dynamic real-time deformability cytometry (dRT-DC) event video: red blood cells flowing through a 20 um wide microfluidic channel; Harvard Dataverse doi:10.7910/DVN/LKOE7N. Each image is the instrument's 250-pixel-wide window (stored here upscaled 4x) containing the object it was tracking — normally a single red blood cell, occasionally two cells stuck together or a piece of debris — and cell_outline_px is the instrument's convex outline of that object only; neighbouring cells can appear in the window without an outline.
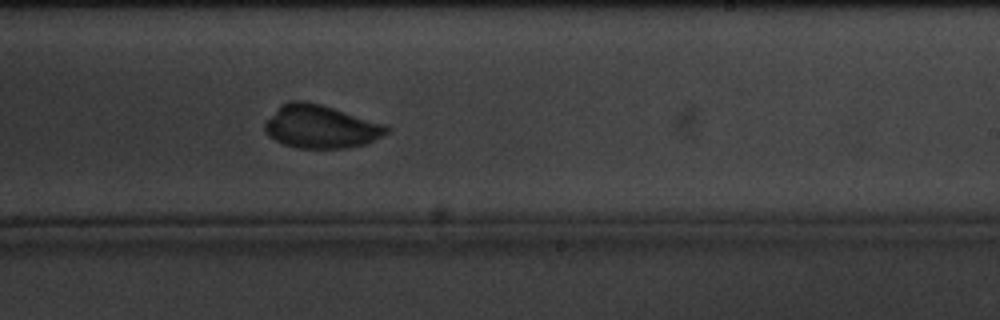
{"species": "common noctule bat (a hibernating species)", "species_latin": "Nyctalus noctula", "temperature_condition": "cold", "stored_images_in_passage": 11, "segment_of_instrument_passage": [2, 2], "camera_frame_rate_fps": 3000, "um_per_image_px": 0.085, "animal": {"sex": "male", "body_mass_g": 20.1, "forearm_length_mm": 53.5}, "frame": {"image": 1, "passage_image": 11, "time_ms": 12.333, "image_size_px": [1000, 320], "cell_outline_px": [[392, 128], [388, 132], [368, 144], [348, 148], [296, 148], [284, 144], [268, 136], [264, 132], [264, 120], [280, 104], [288, 100], [304, 100], [320, 104], [388, 124]], "centroid_in_image_um": [27.26, 10.75], "position_along_channel_um": 261.7, "area_um2": 31.27}}